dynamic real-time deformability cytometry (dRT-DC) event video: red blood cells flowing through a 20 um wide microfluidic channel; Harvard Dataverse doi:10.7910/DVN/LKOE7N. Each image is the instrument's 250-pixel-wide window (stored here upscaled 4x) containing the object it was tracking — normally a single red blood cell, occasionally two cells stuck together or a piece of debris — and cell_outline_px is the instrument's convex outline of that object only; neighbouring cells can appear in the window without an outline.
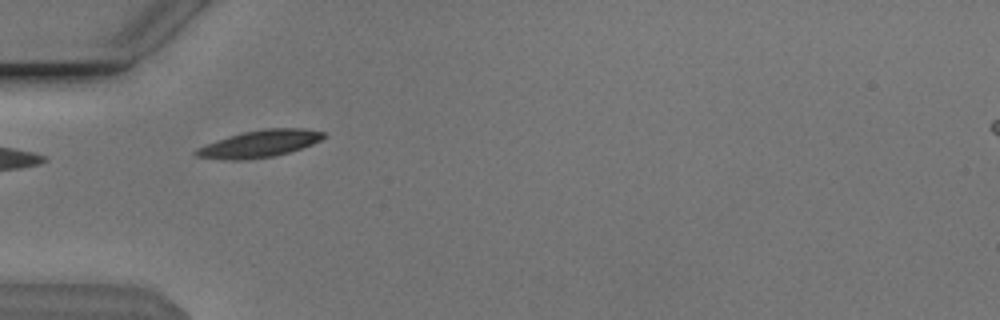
{"species": "Egyptian fruit bat (a non-hibernating species)", "species_latin": "Rousettus aegyptiacus", "temperature_condition": "cold", "stored_images_in_passage": 23, "camera_frame_rate_fps": 3000, "um_per_image_px": 0.085, "animal": {"sex": "male"}, "frame": {"image": 1, "passage_image": 1, "time_ms": 0.0, "image_size_px": [1000, 320], "cell_outline_px": [[328, 136], [312, 144], [288, 152], [272, 156], [240, 160], [232, 160], [196, 156], [192, 152], [196, 148], [204, 144], [228, 136], [244, 132], [268, 128], [304, 128], [324, 132]], "centroid_in_image_um": [22.05, 12.2], "position_along_channel_um": 62.9, "area_um2": 19.94}}